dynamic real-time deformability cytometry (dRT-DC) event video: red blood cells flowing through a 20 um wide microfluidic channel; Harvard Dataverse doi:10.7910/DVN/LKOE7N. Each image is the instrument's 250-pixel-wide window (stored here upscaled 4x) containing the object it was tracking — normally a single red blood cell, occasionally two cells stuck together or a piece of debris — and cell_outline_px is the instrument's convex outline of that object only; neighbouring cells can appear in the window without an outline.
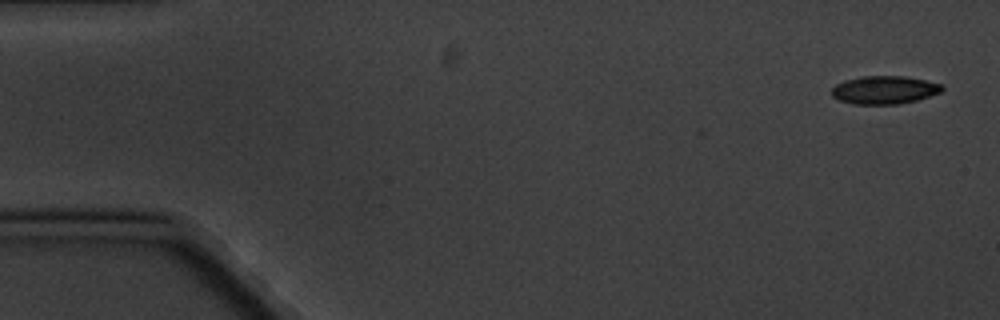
{"species": "common noctule bat (a hibernating species)", "species_latin": "Nyctalus noctula", "temperature_condition": "cold", "stored_images_in_passage": 4, "camera_frame_rate_fps": 3000, "um_per_image_px": 0.085, "animal": {"sex": "male", "body_mass_g": 20.1, "forearm_length_mm": 53.5}, "frame": {"image": 1, "passage_image": 1, "time_ms": 0.0, "image_size_px": [1000, 320], "cell_outline_px": [[944, 88], [940, 92], [916, 100], [900, 104], [852, 104], [840, 100], [832, 96], [832, 88], [836, 84], [844, 80], [860, 76], [904, 76], [944, 84]], "centroid_in_image_um": [75.16, 7.64], "position_along_channel_um": 9.8, "area_um2": 18.09}}